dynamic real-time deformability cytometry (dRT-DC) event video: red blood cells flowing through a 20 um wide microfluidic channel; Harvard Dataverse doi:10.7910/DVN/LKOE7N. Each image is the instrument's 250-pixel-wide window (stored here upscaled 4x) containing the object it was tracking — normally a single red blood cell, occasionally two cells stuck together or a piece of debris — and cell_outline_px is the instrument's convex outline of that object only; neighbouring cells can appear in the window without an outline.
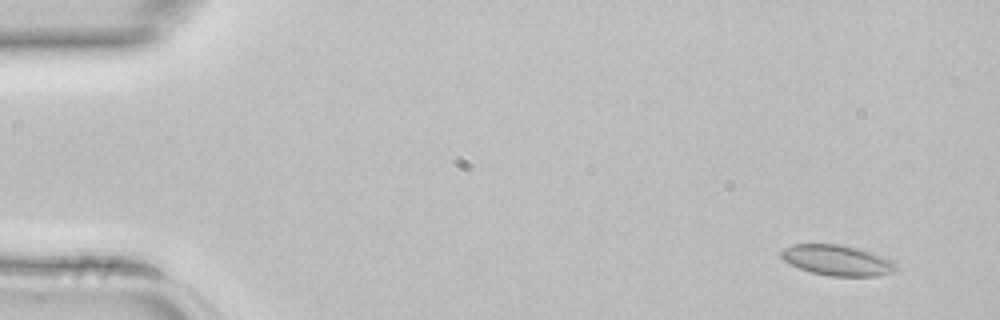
{"species": "common noctule bat (a hibernating species)", "species_latin": "Nyctalus noctula", "temperature_condition": "room temperature", "stored_images_in_passage": 2, "camera_frame_rate_fps": 3000, "um_per_image_px": 0.085, "animal": {"sex": "female", "body_mass_g": 22.7, "forearm_length_mm": 54.2}, "frame": {"image": 1, "passage_image": 1, "time_ms": 0.0, "image_size_px": [1000, 320], "cell_outline_px": [[896, 268], [892, 272], [880, 276], [828, 276], [812, 272], [800, 268], [784, 260], [780, 256], [780, 252], [784, 248], [792, 244], [840, 244], [872, 252], [892, 260], [896, 264]], "centroid_in_image_um": [71.16, 22.12], "position_along_channel_um": 13.8, "area_um2": 20.35}}